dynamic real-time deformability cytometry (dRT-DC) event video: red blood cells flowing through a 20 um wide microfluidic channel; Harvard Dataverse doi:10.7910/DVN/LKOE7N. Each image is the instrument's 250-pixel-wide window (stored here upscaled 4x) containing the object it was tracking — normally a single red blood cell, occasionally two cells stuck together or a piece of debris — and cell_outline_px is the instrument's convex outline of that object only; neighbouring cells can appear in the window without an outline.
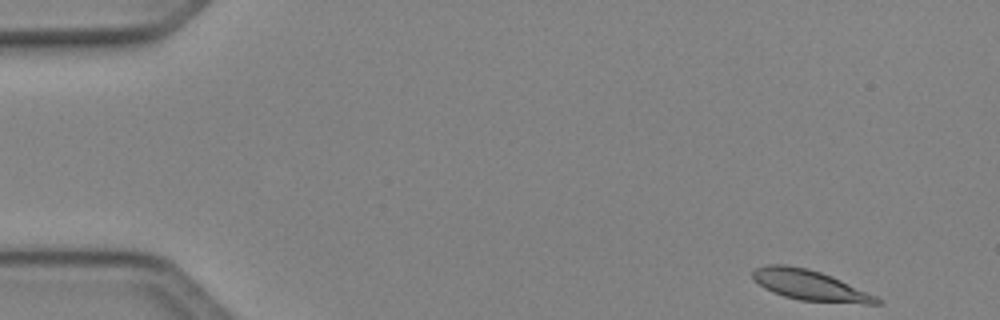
{"species": "Egyptian fruit bat (a non-hibernating species)", "species_latin": "Rousettus aegyptiacus", "temperature_condition": "cold", "stored_images_in_passage": 47, "camera_frame_rate_fps": 3000, "um_per_image_px": 0.085, "animal": {"sex": "female"}, "frame": {"image": 1, "passage_image": 1, "time_ms": 0.0, "image_size_px": [1000, 320], "cell_outline_px": [[880, 304], [864, 304], [800, 300], [784, 296], [772, 292], [764, 288], [752, 280], [752, 272], [756, 268], [768, 264], [784, 264], [808, 268], [832, 276], [876, 296], [880, 300]], "centroid_in_image_um": [68.79, 24.24], "position_along_channel_um": 16.2, "area_um2": 21.91}}
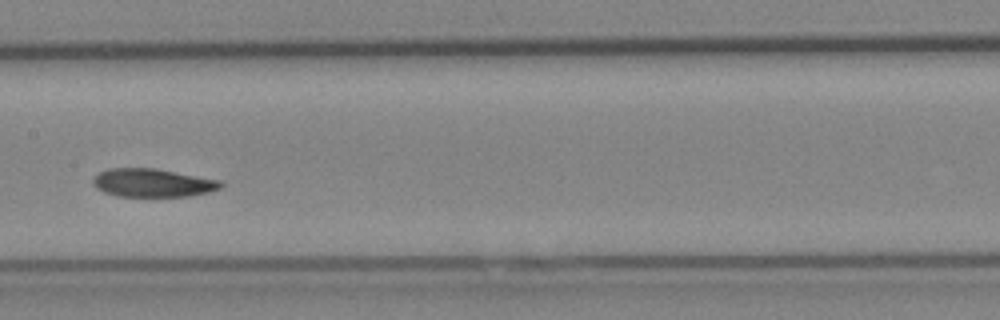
{"frame": {"image": 2, "passage_image": 23, "time_ms": 7.333, "image_size_px": [1000, 320], "cell_outline_px": [[224, 184], [220, 188], [208, 192], [188, 196], [120, 196], [104, 192], [96, 188], [92, 184], [92, 176], [108, 168], [156, 168], [220, 180]], "centroid_in_image_um": [12.94, 15.53], "position_along_channel_um": 194.5, "area_um2": 21.1}}
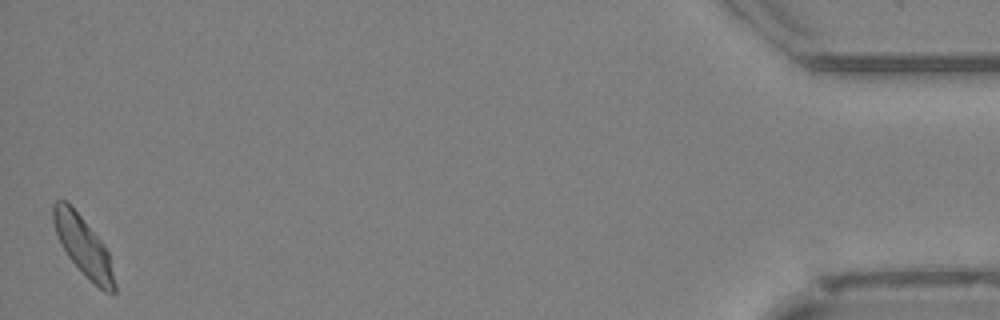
{"frame": {"image": 3, "passage_image": 47, "time_ms": 15.333, "image_size_px": [1000, 320], "cell_outline_px": [[116, 292], [104, 292], [68, 256], [56, 232], [52, 220], [52, 204], [56, 200], [68, 200], [104, 244], [108, 252], [116, 284]], "centroid_in_image_um": [7.07, 20.84], "position_along_channel_um": 428.1, "area_um2": 20.69}, "authors_computed_cell_mechanics": {"area_um2": 21.5016, "velocity_mm_per_s": 4.0328, "shape_relaxation_time_tau1_ms": 5.4327, "shape_relaxation_time_tau2_ms": 2.5901, "deformation_change_tau1": 0.1304, "deformation_change_tau2": 0.0588}}